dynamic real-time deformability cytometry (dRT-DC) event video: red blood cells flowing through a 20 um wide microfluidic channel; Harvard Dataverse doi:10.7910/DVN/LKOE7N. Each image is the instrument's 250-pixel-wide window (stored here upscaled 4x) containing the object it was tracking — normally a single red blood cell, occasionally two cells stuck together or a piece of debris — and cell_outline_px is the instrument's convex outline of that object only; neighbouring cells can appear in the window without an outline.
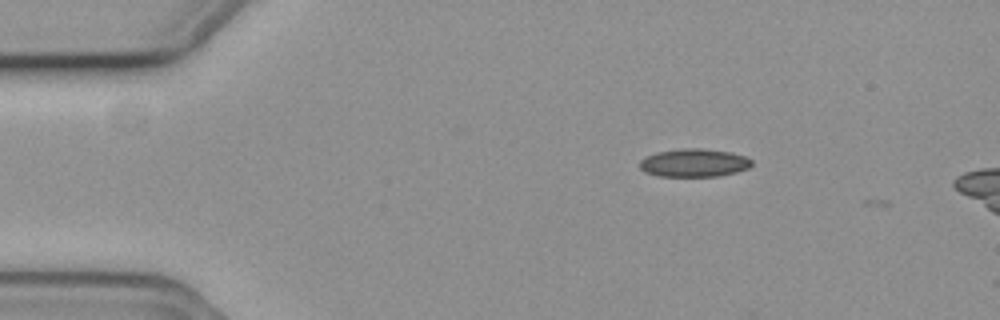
{"species": "common noctule bat (a hibernating species)", "species_latin": "Nyctalus noctula", "temperature_condition": "cold", "stored_images_in_passage": 4, "camera_frame_rate_fps": 3000, "um_per_image_px": 0.085, "animal": {"sex": "female", "body_mass_g": 19.3, "forearm_length_mm": 54.1}, "frame": {"image": 1, "passage_image": 2, "time_ms": 0.333, "image_size_px": [1000, 320], "cell_outline_px": [[752, 164], [748, 168], [736, 172], [716, 176], [660, 176], [644, 172], [640, 168], [640, 160], [656, 152], [680, 148], [704, 148], [732, 152], [744, 156], [752, 160]], "centroid_in_image_um": [58.99, 13.83], "position_along_channel_um": 26.0, "area_um2": 18.38}}